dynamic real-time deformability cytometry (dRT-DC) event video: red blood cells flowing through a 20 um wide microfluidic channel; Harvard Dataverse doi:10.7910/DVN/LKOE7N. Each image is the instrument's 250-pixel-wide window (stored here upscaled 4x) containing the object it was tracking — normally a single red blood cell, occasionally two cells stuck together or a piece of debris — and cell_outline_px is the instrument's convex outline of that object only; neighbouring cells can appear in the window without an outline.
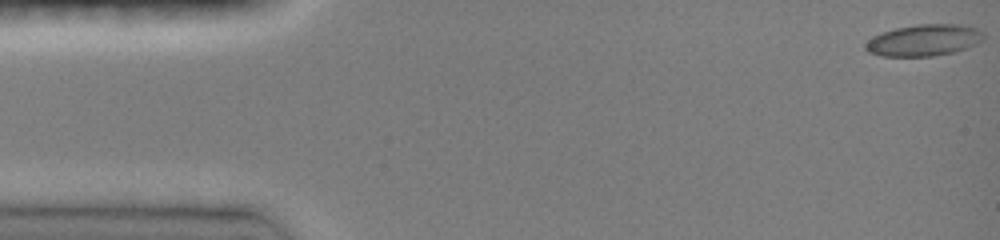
{"species": "common noctule bat (a hibernating species)", "species_latin": "Nyctalus noctula", "temperature_condition": "room temperature", "stored_images_in_passage": 46, "camera_frame_rate_fps": 3000, "um_per_image_px": 0.085, "animal": {"sex": "female", "body_mass_g": 19.0, "forearm_length_mm": 51.5}, "frame": {"image": 1, "passage_image": 1, "time_ms": 0.0, "image_size_px": [1000, 240], "cell_outline_px": [[984, 40], [976, 44], [952, 52], [932, 56], [880, 56], [868, 52], [864, 48], [864, 44], [872, 36], [896, 28], [916, 24], [960, 24], [980, 28], [984, 32]], "centroid_in_image_um": [78.55, 3.41], "position_along_channel_um": 6.5, "area_um2": 21.85}}
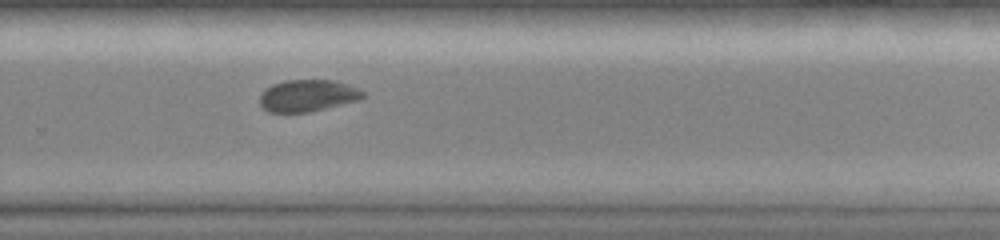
{"frame": {"image": 2, "passage_image": 32, "time_ms": 10.333, "image_size_px": [1000, 240], "cell_outline_px": [[368, 96], [360, 100], [308, 112], [268, 112], [260, 104], [260, 92], [272, 84], [288, 80], [336, 80], [348, 84], [364, 92]], "centroid_in_image_um": [26.17, 8.12], "position_along_channel_um": 303.6, "area_um2": 19.25}}
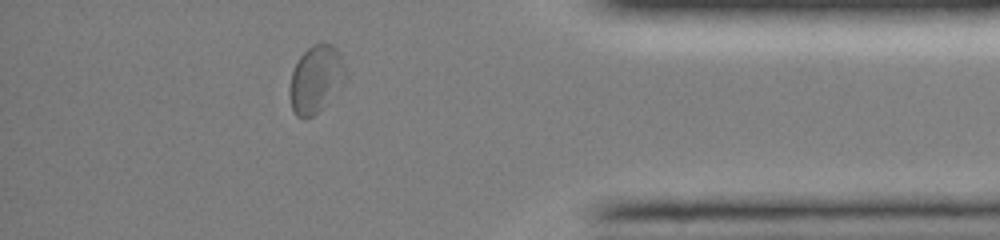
{"frame": {"image": 3, "passage_image": 41, "time_ms": 13.333, "image_size_px": [1000, 240], "cell_outline_px": [[348, 76], [344, 84], [312, 116], [304, 120], [296, 116], [292, 112], [288, 96], [288, 92], [292, 72], [300, 56], [312, 44], [332, 44], [336, 48], [340, 56]], "centroid_in_image_um": [26.82, 6.76], "position_along_channel_um": 408.4, "area_um2": 21.96}, "authors_computed_cell_mechanics": {"area_um2": 20.2011, "velocity_mm_per_s": 4.0671, "shape_relaxation_time_tau1_ms": 4.5337, "shape_relaxation_time_tau2_ms": 2.7006, "deformation_change_tau1": 0.1, "deformation_change_tau2": 0.0418}}